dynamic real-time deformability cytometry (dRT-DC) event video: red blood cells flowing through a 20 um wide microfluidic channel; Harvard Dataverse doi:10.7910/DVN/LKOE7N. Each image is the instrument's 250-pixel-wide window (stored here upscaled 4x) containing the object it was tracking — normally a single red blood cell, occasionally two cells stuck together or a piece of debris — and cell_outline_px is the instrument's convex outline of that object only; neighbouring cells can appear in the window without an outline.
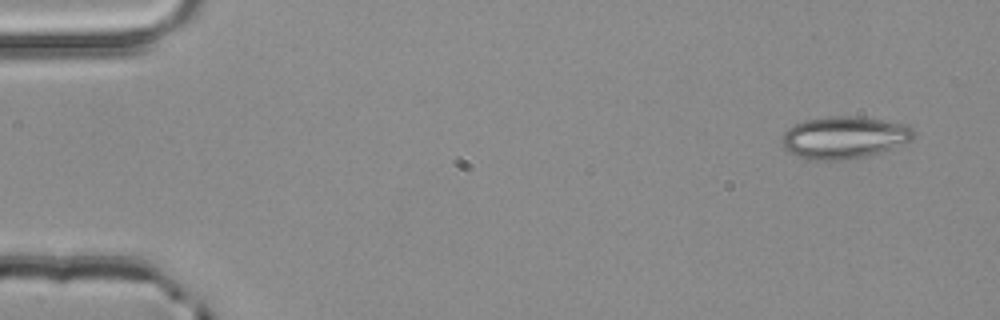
{"species": "common noctule bat (a hibernating species)", "species_latin": "Nyctalus noctula", "temperature_condition": "room temperature", "stored_images_in_passage": 4, "camera_frame_rate_fps": 3000, "um_per_image_px": 0.085, "animal": {"sex": "male", "body_mass_g": 20.4}, "frame": {"image": 1, "passage_image": 1, "time_ms": 0.0, "image_size_px": [1000, 320], "cell_outline_px": [[916, 136], [908, 140], [880, 152], [868, 156], [848, 160], [812, 160], [796, 156], [784, 148], [780, 140], [784, 132], [788, 128], [804, 120], [828, 116], [864, 116], [908, 124], [912, 128]], "centroid_in_image_um": [71.73, 11.67], "position_along_channel_um": 13.3, "area_um2": 32.66}}